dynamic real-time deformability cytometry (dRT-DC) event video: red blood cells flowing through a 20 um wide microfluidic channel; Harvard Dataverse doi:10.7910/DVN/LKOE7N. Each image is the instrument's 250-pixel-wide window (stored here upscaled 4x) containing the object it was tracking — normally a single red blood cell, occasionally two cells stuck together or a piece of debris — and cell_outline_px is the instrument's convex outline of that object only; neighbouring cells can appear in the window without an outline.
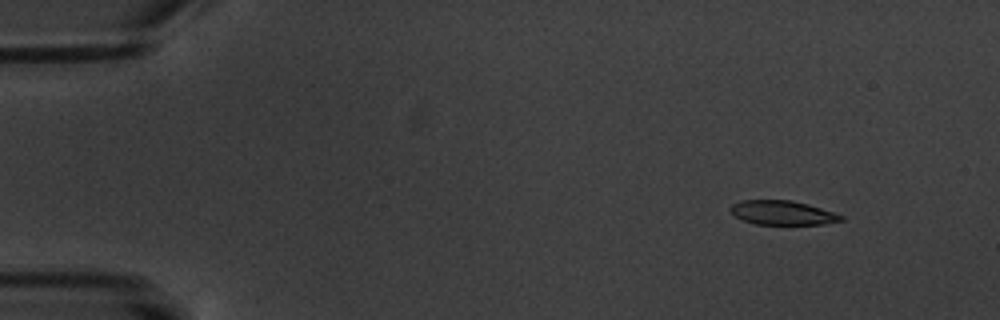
{"species": "common noctule bat (a hibernating species)", "species_latin": "Nyctalus noctula", "temperature_condition": "warm", "stored_images_in_passage": 16, "camera_frame_rate_fps": 3000, "um_per_image_px": 0.085, "animal": {"sex": "male", "body_mass_g": 20.1, "forearm_length_mm": 53.5}, "frame": {"image": 1, "passage_image": 2, "time_ms": 1.0, "image_size_px": [1000, 320], "cell_outline_px": [[844, 220], [824, 224], [756, 224], [744, 220], [736, 216], [728, 208], [732, 204], [740, 200], [792, 200], [808, 204], [844, 216]], "centroid_in_image_um": [66.5, 18.07], "position_along_channel_um": 18.5, "area_um2": 15.49}}
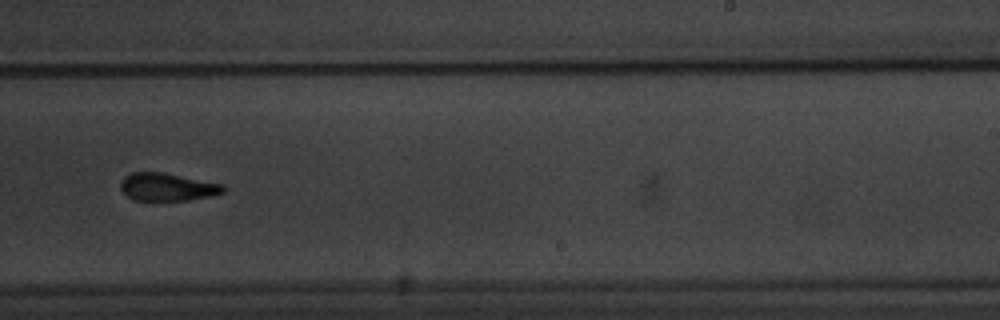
{"frame": {"image": 2, "passage_image": 10, "time_ms": 11.333, "image_size_px": [1000, 320], "cell_outline_px": [[228, 188], [224, 192], [212, 196], [188, 200], [136, 200], [128, 196], [120, 188], [120, 180], [124, 176], [132, 172], [164, 172], [224, 184]], "centroid_in_image_um": [14.26, 15.88], "position_along_channel_um": 274.7, "area_um2": 16.82}}
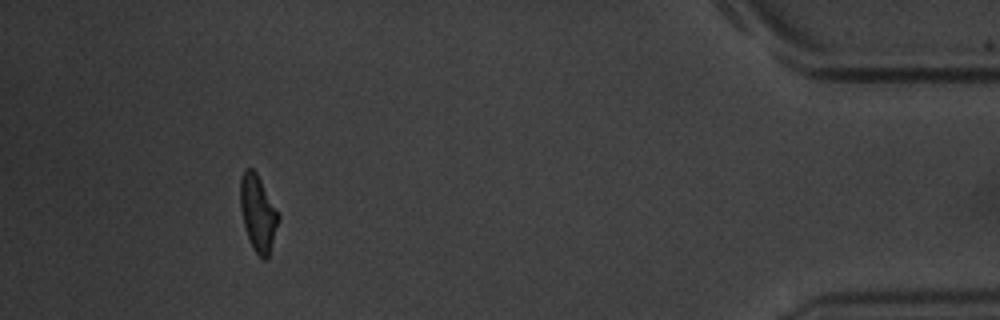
{"frame": {"image": 3, "passage_image": 15, "time_ms": 17.0, "image_size_px": [1000, 320], "cell_outline_px": [[280, 220], [268, 256], [264, 260], [252, 248], [244, 224], [240, 208], [240, 180], [244, 168], [252, 168], [256, 172], [280, 216]], "centroid_in_image_um": [21.92, 18.1], "position_along_channel_um": 413.3, "area_um2": 16.7}, "authors_computed_cell_mechanics": {"area_um2": 16.8487, "velocity_mm_per_s": 3.4633, "shape_relaxation_time_tau1_ms": 4.0248, "shape_relaxation_time_tau2_ms": 2.4555, "deformation_change_tau1": 0.1422, "deformation_change_tau2": 0.1033}}